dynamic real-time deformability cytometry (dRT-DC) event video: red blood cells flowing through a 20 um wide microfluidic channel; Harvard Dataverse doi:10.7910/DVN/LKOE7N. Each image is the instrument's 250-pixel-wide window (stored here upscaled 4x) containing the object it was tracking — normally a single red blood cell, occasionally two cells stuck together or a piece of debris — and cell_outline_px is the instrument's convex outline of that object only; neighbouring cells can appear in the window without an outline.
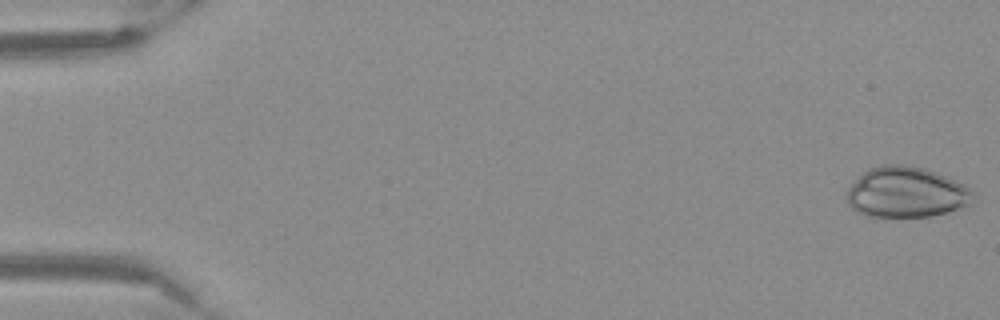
{"species": "Egyptian fruit bat (a non-hibernating species)", "species_latin": "Rousettus aegyptiacus", "temperature_condition": "warm", "stored_images_in_passage": 53, "camera_frame_rate_fps": 3000, "um_per_image_px": 0.085, "frame": {"image": 1, "passage_image": 1, "time_ms": 0.0, "image_size_px": [1000, 320], "cell_outline_px": [[972, 192], [968, 204], [948, 212], [932, 216], [868, 216], [856, 212], [848, 204], [844, 192], [868, 168], [880, 164], [908, 164], [924, 168], [936, 172], [964, 184]], "centroid_in_image_um": [76.96, 16.33], "position_along_channel_um": 8.0, "area_um2": 37.11}}
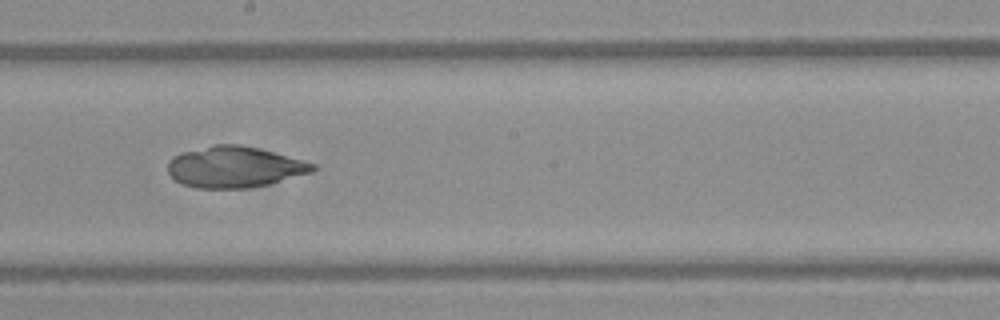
{"frame": {"image": 2, "passage_image": 30, "time_ms": 9.667, "image_size_px": [1000, 320], "cell_outline_px": [[320, 168], [312, 172], [268, 184], [248, 188], [196, 188], [180, 184], [168, 172], [168, 160], [172, 156], [180, 152], [216, 144], [240, 144], [260, 148], [316, 164]], "centroid_in_image_um": [19.92, 14.19], "position_along_channel_um": 228.3, "area_um2": 34.91}}
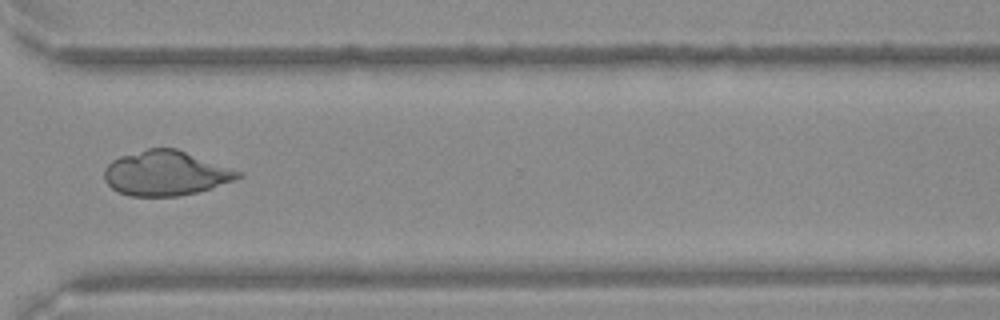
{"frame": {"image": 3, "passage_image": 40, "time_ms": 13.0, "image_size_px": [1000, 320], "cell_outline_px": [[244, 176], [236, 180], [212, 188], [180, 196], [128, 196], [112, 188], [104, 180], [104, 168], [112, 160], [120, 156], [148, 148], [176, 148], [244, 172]], "centroid_in_image_um": [14.12, 14.72], "position_along_channel_um": 356.5, "area_um2": 35.14}}